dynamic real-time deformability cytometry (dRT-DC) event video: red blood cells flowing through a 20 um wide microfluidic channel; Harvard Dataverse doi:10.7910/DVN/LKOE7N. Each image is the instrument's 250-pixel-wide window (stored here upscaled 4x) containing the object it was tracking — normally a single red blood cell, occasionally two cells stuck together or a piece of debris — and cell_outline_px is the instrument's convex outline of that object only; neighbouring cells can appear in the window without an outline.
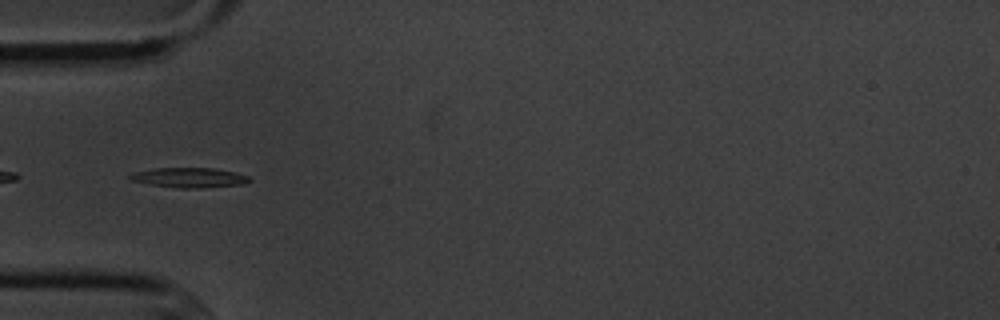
{"species": "common noctule bat (a hibernating species)", "species_latin": "Nyctalus noctula", "temperature_condition": "cold", "stored_images_in_passage": 4, "camera_frame_rate_fps": 3000, "um_per_image_px": 0.085, "animal": {"sex": "male", "body_mass_g": 20.1, "forearm_length_mm": 53.5}, "frame": {"image": 1, "passage_image": 2, "time_ms": 1.0, "image_size_px": [1000, 320], "cell_outline_px": [[252, 180], [244, 184], [204, 188], [180, 188], [148, 184], [128, 180], [128, 176], [136, 172], [156, 168], [212, 168], [236, 172], [248, 176]], "centroid_in_image_um": [16.11, 15.1], "position_along_channel_um": 68.9, "area_um2": 13.87}}
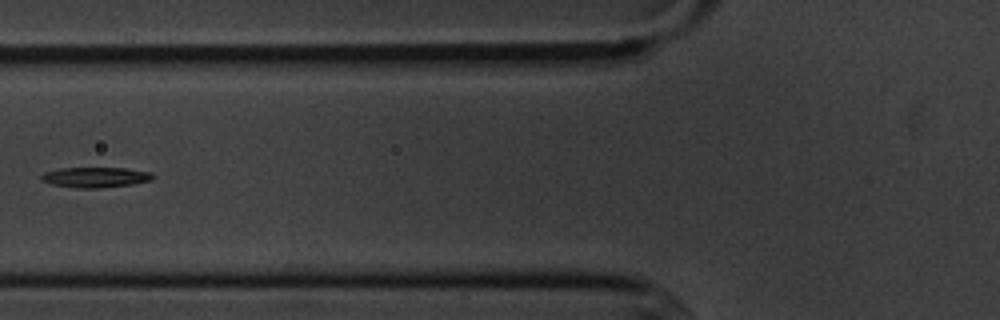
{"frame": {"image": 2, "passage_image": 3, "time_ms": 2.333, "image_size_px": [1000, 320], "cell_outline_px": [[156, 176], [152, 180], [132, 184], [100, 188], [76, 188], [52, 184], [40, 180], [40, 176], [44, 172], [60, 168], [124, 168], [152, 172]], "centroid_in_image_um": [8.12, 15.07], "position_along_channel_um": 117.7, "area_um2": 13.29}}
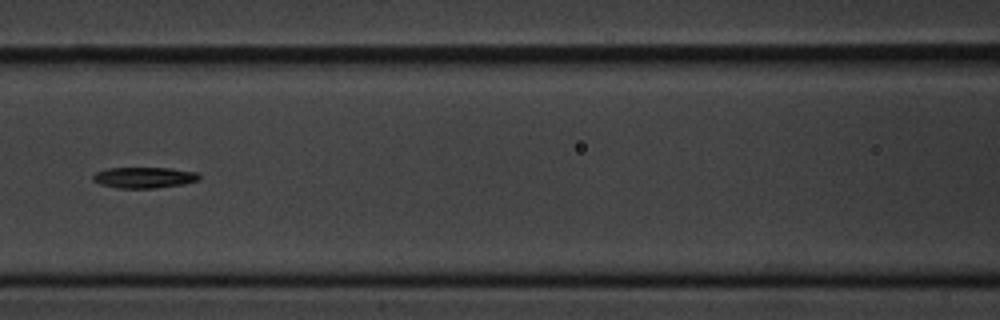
{"frame": {"image": 3, "passage_image": 4, "time_ms": 3.333, "image_size_px": [1000, 320], "cell_outline_px": [[200, 180], [184, 184], [156, 188], [116, 188], [100, 184], [92, 180], [92, 176], [96, 172], [108, 168], [172, 168], [196, 172], [200, 176]], "centroid_in_image_um": [12.26, 15.09], "position_along_channel_um": 154.3, "area_um2": 13.06}}